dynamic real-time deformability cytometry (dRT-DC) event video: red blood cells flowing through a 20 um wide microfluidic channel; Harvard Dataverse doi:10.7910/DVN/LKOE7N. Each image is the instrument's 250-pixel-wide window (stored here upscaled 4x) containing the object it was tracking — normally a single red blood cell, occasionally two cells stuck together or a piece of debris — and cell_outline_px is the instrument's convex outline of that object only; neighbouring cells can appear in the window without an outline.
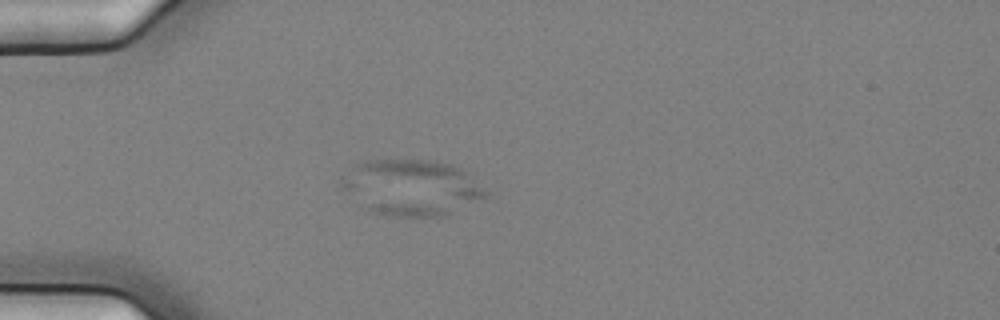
{"species": "common noctule bat (a hibernating species)", "species_latin": "Nyctalus noctula", "temperature_condition": "cold", "stored_images_in_passage": 52, "camera_frame_rate_fps": 3000, "um_per_image_px": 0.085, "animal": {"sex": "female", "body_mass_g": 25.1}, "frame": {"image": 1, "passage_image": 12, "time_ms": 3.667, "image_size_px": [1000, 320], "cell_outline_px": [[488, 196], [444, 216], [388, 216], [368, 212], [340, 188], [340, 184], [352, 164], [364, 160], [428, 160], [452, 164], [460, 168], [488, 192]], "centroid_in_image_um": [34.91, 15.94], "position_along_channel_um": 50.1, "area_um2": 47.05}}
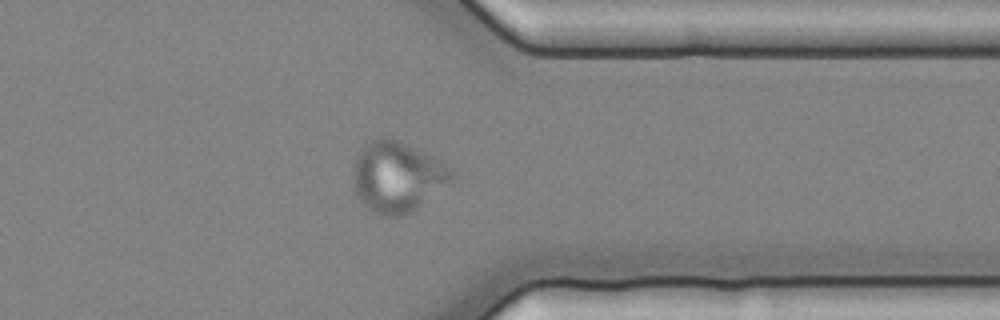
{"frame": {"image": 2, "passage_image": 41, "time_ms": 13.333, "image_size_px": [1000, 320], "cell_outline_px": [[456, 176], [452, 180], [408, 212], [400, 216], [388, 216], [376, 212], [368, 208], [356, 196], [352, 188], [356, 156], [364, 144], [380, 136], [384, 136], [396, 140], [432, 156], [448, 164], [452, 168]], "centroid_in_image_um": [33.73, 14.99], "position_along_channel_um": 377.7, "area_um2": 39.82}}
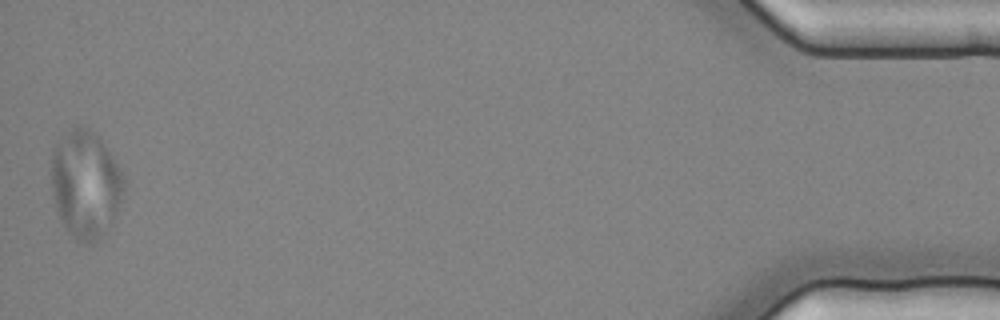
{"frame": {"image": 3, "passage_image": 52, "time_ms": 17.0, "image_size_px": [1000, 320], "cell_outline_px": [[124, 192], [112, 224], [92, 244], [84, 244], [76, 240], [72, 236], [60, 220], [56, 208], [52, 188], [52, 148], [72, 128], [80, 124], [84, 124], [100, 136], [120, 168], [124, 176]], "centroid_in_image_um": [7.29, 15.64], "position_along_channel_um": 427.9, "area_um2": 45.72}}